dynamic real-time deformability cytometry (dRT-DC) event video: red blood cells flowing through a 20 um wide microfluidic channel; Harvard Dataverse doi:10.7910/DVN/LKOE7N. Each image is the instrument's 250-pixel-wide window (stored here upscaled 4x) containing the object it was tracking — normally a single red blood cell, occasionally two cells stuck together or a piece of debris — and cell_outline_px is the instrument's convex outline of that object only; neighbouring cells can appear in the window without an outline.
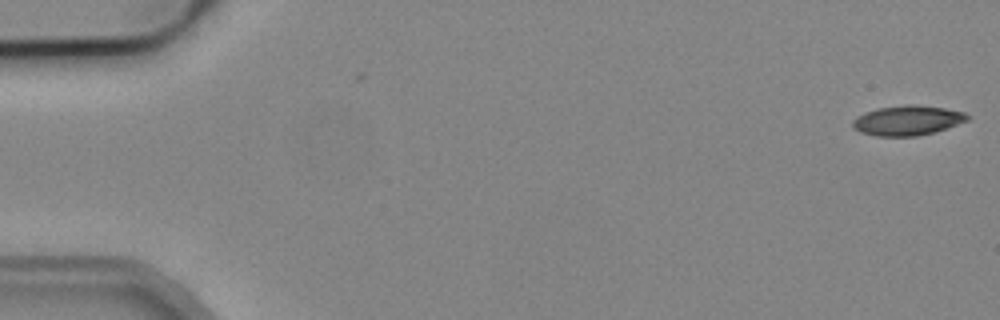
{"species": "common noctule bat (a hibernating species)", "species_latin": "Nyctalus noctula", "temperature_condition": "cold", "stored_images_in_passage": 2, "camera_frame_rate_fps": 3000, "um_per_image_px": 0.085, "animal": {"sex": "male", "body_mass_g": 19.2, "forearm_length_mm": 51.8}, "frame": {"image": 1, "passage_image": 2, "time_ms": 0.333, "image_size_px": [1000, 320], "cell_outline_px": [[972, 116], [968, 120], [932, 132], [916, 136], [876, 136], [860, 132], [852, 128], [852, 120], [856, 116], [864, 112], [876, 108], [904, 104], [912, 104], [944, 108], [964, 112]], "centroid_in_image_um": [77.08, 10.22], "position_along_channel_um": 7.9, "area_um2": 20.0}}